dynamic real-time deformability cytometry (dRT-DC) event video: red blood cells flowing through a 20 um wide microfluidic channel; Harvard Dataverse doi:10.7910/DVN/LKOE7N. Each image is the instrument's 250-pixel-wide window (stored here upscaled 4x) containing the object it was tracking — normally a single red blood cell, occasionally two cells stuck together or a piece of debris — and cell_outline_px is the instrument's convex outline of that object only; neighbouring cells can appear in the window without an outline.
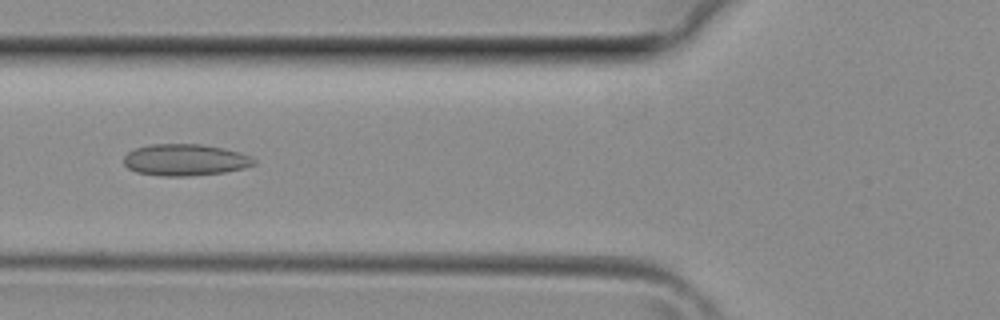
{"species": "common noctule bat (a hibernating species)", "species_latin": "Nyctalus noctula", "temperature_condition": "room temperature", "stored_images_in_passage": 34, "camera_frame_rate_fps": 3000, "um_per_image_px": 0.085, "animal": {"sex": "female", "body_mass_g": 29.2, "forearm_length_mm": 56.3}, "frame": {"image": 1, "passage_image": 14, "time_ms": 4.333, "image_size_px": [1000, 320], "cell_outline_px": [[256, 164], [244, 168], [224, 172], [188, 176], [160, 176], [136, 172], [128, 168], [124, 164], [124, 156], [128, 152], [136, 148], [152, 144], [200, 144], [224, 148], [240, 152], [252, 156], [256, 160]], "centroid_in_image_um": [15.76, 13.59], "position_along_channel_um": 110.0, "area_um2": 24.1}}
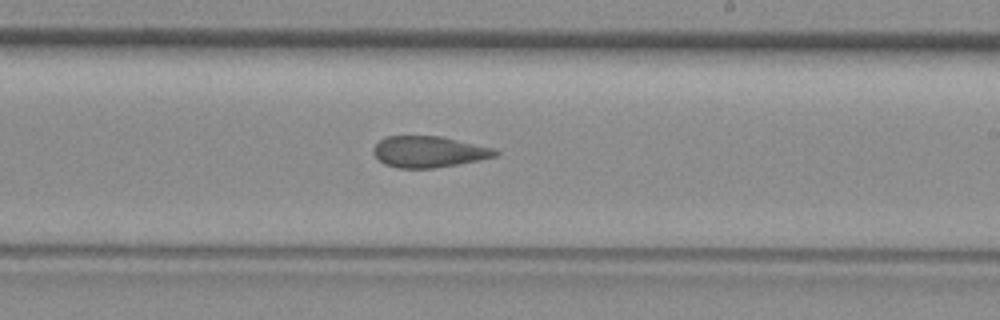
{"frame": {"image": 2, "passage_image": 22, "time_ms": 7.0, "image_size_px": [1000, 320], "cell_outline_px": [[500, 152], [496, 156], [480, 160], [432, 168], [396, 168], [384, 164], [372, 152], [376, 144], [380, 140], [388, 136], [440, 136], [496, 148]], "centroid_in_image_um": [36.47, 12.9], "position_along_channel_um": 252.5, "area_um2": 22.14}}
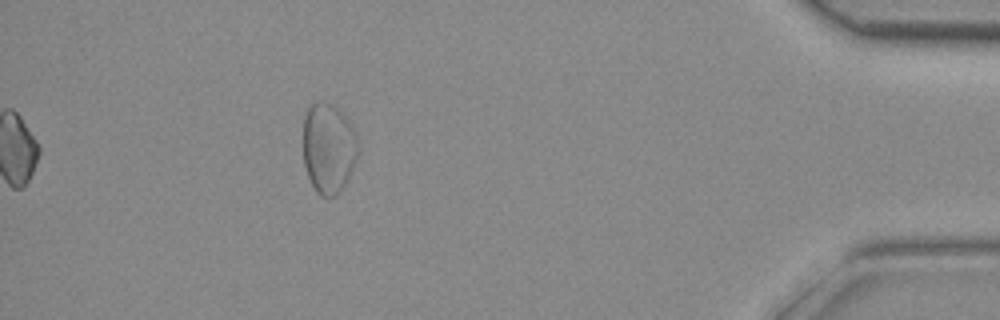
{"frame": {"image": 3, "passage_image": 34, "time_ms": 11.0, "image_size_px": [1000, 320], "cell_outline_px": [[360, 148], [356, 160], [348, 180], [340, 192], [336, 196], [320, 196], [316, 192], [308, 176], [304, 164], [304, 116], [308, 108], [312, 104], [320, 100], [336, 108], [344, 116], [352, 128]], "centroid_in_image_um": [27.92, 12.63], "position_along_channel_um": 407.3, "area_um2": 28.73}}